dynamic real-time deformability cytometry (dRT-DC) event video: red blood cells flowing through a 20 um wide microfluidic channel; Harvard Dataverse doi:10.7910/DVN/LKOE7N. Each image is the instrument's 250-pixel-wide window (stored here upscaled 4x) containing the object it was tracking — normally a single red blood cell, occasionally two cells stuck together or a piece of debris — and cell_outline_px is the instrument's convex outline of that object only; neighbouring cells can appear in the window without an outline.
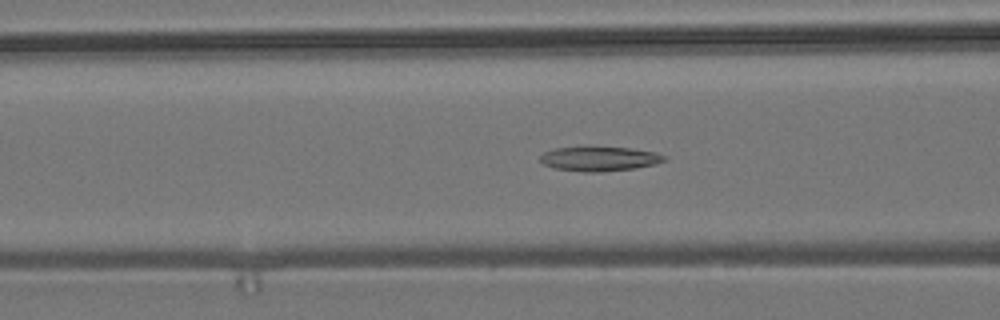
{"species": "common noctule bat (a hibernating species)", "species_latin": "Nyctalus noctula", "temperature_condition": "room temperature", "stored_images_in_passage": 46, "segment_of_instrument_passage": [1, 2], "camera_frame_rate_fps": 3000, "um_per_image_px": 0.085, "animal": {"sex": "male", "body_mass_g": 19.2, "forearm_length_mm": 51.8}, "frame": {"image": 1, "passage_image": 11, "time_ms": 3.333, "image_size_px": [1000, 320], "cell_outline_px": [[668, 160], [656, 164], [636, 168], [600, 172], [584, 172], [552, 168], [544, 164], [540, 160], [540, 156], [544, 152], [556, 148], [628, 148], [656, 152], [668, 156]], "centroid_in_image_um": [51.01, 13.52], "position_along_channel_um": 115.6, "area_um2": 17.57}}
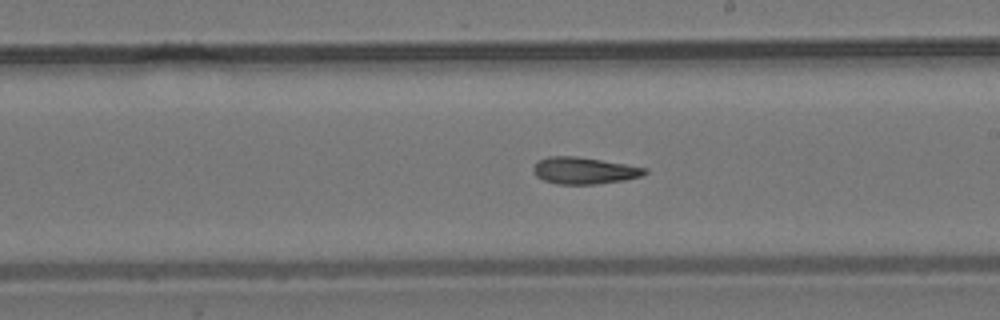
{"frame": {"image": 2, "passage_image": 21, "time_ms": 6.667, "image_size_px": [1000, 320], "cell_outline_px": [[648, 172], [640, 176], [624, 180], [596, 184], [556, 184], [544, 180], [536, 176], [532, 168], [540, 160], [548, 156], [576, 156], [648, 168]], "centroid_in_image_um": [49.65, 14.5], "position_along_channel_um": 239.4, "area_um2": 17.22}}
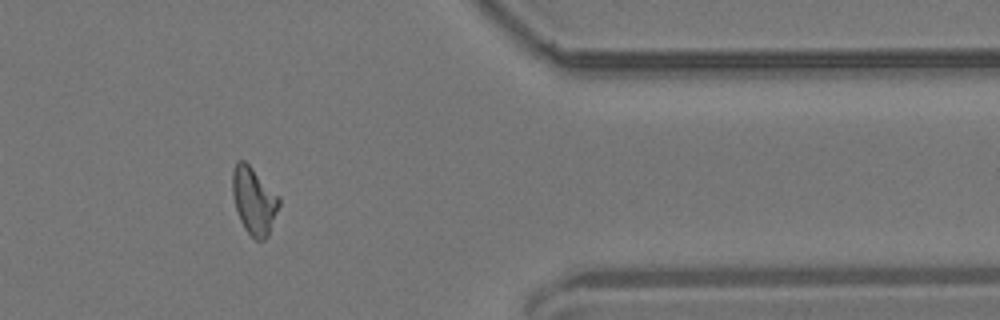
{"frame": {"image": 3, "passage_image": 35, "time_ms": 11.333, "image_size_px": [1000, 320], "cell_outline_px": [[280, 204], [268, 236], [264, 240], [256, 240], [244, 228], [240, 220], [236, 208], [232, 192], [232, 168], [236, 160], [244, 160], [280, 196]], "centroid_in_image_um": [21.58, 17.04], "position_along_channel_um": 389.8, "area_um2": 18.26}}